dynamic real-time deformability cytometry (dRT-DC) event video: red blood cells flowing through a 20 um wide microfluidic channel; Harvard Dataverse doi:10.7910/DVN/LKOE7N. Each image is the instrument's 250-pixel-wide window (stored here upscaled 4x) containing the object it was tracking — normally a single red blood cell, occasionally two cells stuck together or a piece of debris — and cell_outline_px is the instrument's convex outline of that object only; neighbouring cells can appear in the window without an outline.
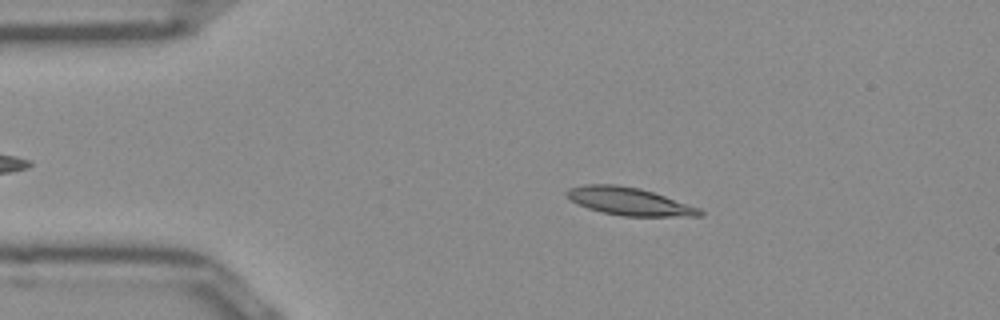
{"species": "Egyptian fruit bat (a non-hibernating species)", "species_latin": "Rousettus aegyptiacus", "temperature_condition": "room temperature", "stored_images_in_passage": 43, "camera_frame_rate_fps": 3000, "um_per_image_px": 0.085, "frame": {"image": 1, "passage_image": 9, "time_ms": 2.667, "image_size_px": [1000, 320], "cell_outline_px": [[704, 212], [700, 216], [624, 216], [604, 212], [588, 208], [564, 196], [564, 192], [568, 188], [584, 184], [616, 184], [640, 188], [700, 208]], "centroid_in_image_um": [53.44, 17.1], "position_along_channel_um": 31.6, "area_um2": 21.33}}
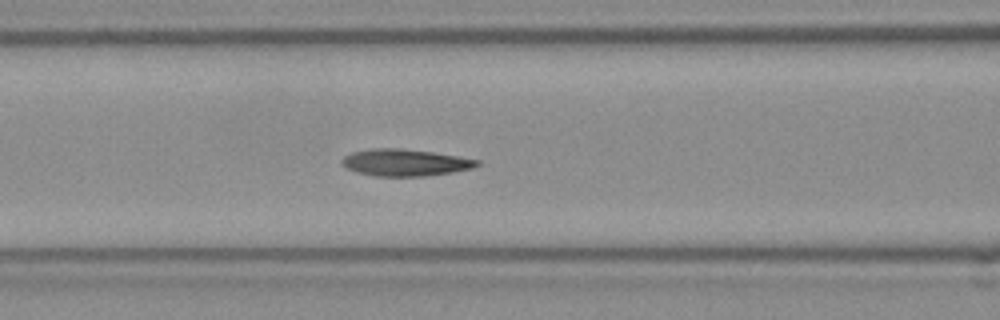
{"frame": {"image": 2, "passage_image": 20, "time_ms": 6.333, "image_size_px": [1000, 320], "cell_outline_px": [[480, 164], [472, 168], [452, 172], [424, 176], [376, 176], [356, 172], [340, 164], [340, 160], [344, 156], [352, 152], [372, 148], [400, 148], [432, 152], [460, 156], [480, 160]], "centroid_in_image_um": [34.42, 13.81], "position_along_channel_um": 132.2, "area_um2": 21.21}}
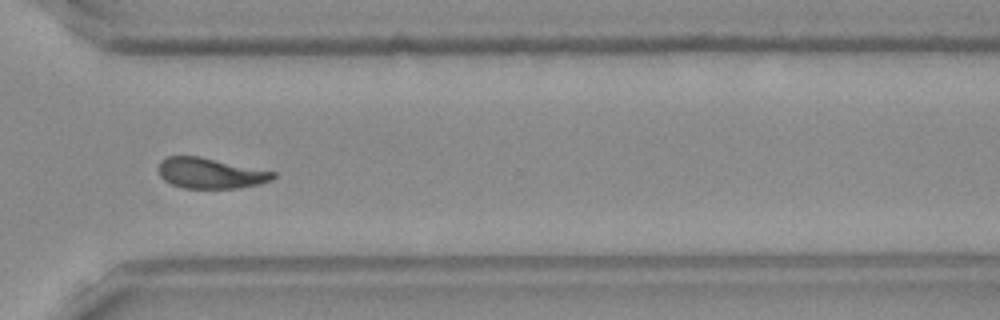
{"frame": {"image": 3, "passage_image": 37, "time_ms": 12.0, "image_size_px": [1000, 320], "cell_outline_px": [[276, 176], [272, 180], [260, 184], [236, 188], [184, 188], [172, 184], [164, 180], [160, 176], [156, 168], [160, 160], [168, 156], [200, 156], [276, 172]], "centroid_in_image_um": [17.86, 14.71], "position_along_channel_um": 352.7, "area_um2": 20.58}, "authors_computed_cell_mechanics": {"area_um2": 20.5768, "velocity_mm_per_s": 3.8933, "shape_relaxation_time_tau1_ms": 7.9502, "shape_relaxation_time_tau2_ms": 3.8433, "deformation_change_tau1": 0.2072, "deformation_change_tau2": 0.1042}}